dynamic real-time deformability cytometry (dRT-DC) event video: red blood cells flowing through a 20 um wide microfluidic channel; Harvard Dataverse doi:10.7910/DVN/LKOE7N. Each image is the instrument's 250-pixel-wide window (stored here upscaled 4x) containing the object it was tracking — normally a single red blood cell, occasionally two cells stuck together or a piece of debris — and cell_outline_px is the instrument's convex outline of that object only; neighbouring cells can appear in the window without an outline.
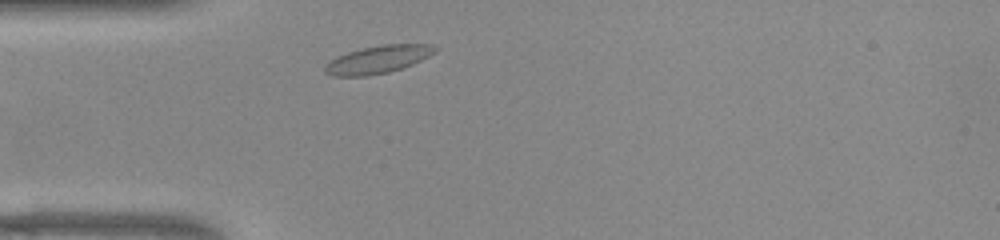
{"species": "common noctule bat (a hibernating species)", "species_latin": "Nyctalus noctula", "temperature_condition": "warm", "stored_images_in_passage": 33, "camera_frame_rate_fps": 3000, "um_per_image_px": 0.085, "animal": {"sex": "female", "body_mass_g": 22.0, "forearm_length_mm": 56.7}, "frame": {"image": 1, "passage_image": 3, "time_ms": 0.667, "image_size_px": [1000, 240], "cell_outline_px": [[440, 48], [436, 52], [412, 64], [388, 72], [368, 76], [332, 76], [324, 72], [324, 68], [336, 56], [348, 52], [364, 48], [384, 44], [432, 44]], "centroid_in_image_um": [32.15, 5.05], "position_along_channel_um": 52.8, "area_um2": 17.63}}
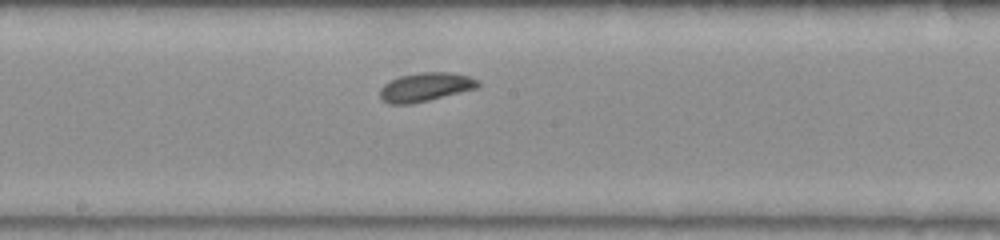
{"frame": {"image": 2, "passage_image": 16, "time_ms": 5.0, "image_size_px": [1000, 240], "cell_outline_px": [[480, 84], [476, 88], [412, 104], [388, 104], [380, 96], [380, 88], [384, 84], [400, 76], [420, 72], [448, 72], [468, 76], [476, 80]], "centroid_in_image_um": [36.13, 7.4], "position_along_channel_um": 212.1, "area_um2": 16.13}}
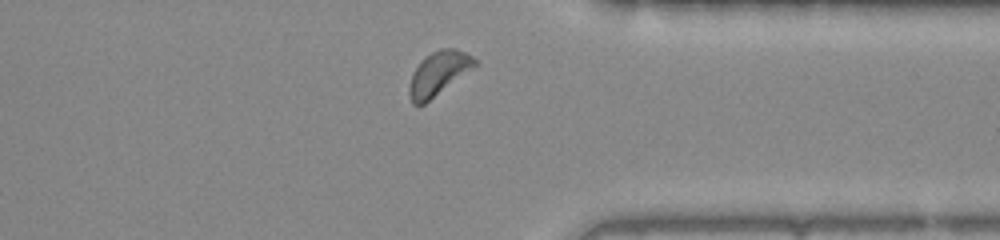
{"frame": {"image": 3, "passage_image": 29, "time_ms": 9.333, "image_size_px": [1000, 240], "cell_outline_px": [[476, 64], [472, 68], [424, 104], [412, 104], [408, 92], [408, 88], [412, 72], [420, 60], [432, 52], [440, 48], [456, 48], [472, 56], [476, 60]], "centroid_in_image_um": [37.22, 6.22], "position_along_channel_um": 374.2, "area_um2": 16.47}, "authors_computed_cell_mechanics": {"area_um2": 16.1262, "velocity_mm_per_s": 3.8455, "shape_relaxation_time_tau1_ms": 1.475, "shape_relaxation_time_tau2_ms": null, "deformation_change_tau1": 0.0641, "deformation_change_tau2": null}}